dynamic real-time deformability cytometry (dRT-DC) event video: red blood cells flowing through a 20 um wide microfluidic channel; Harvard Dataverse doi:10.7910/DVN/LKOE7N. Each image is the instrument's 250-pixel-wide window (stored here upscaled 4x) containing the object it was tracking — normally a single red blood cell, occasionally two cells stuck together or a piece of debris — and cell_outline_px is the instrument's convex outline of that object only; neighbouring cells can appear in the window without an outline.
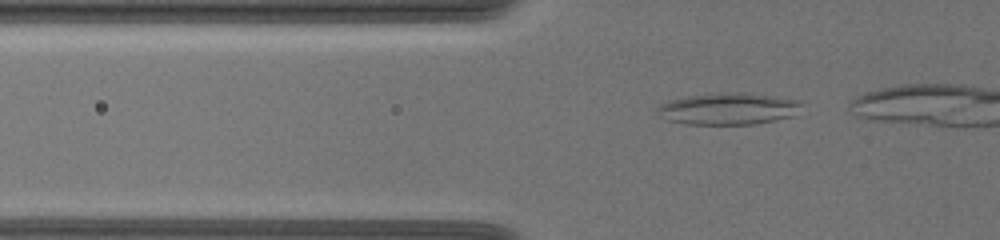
{"species": "common noctule bat (a hibernating species)", "species_latin": "Nyctalus noctula", "temperature_condition": "warm", "stored_images_in_passage": 14, "camera_frame_rate_fps": 3000, "um_per_image_px": 0.085, "animal": {"sex": "female", "body_mass_g": 19.5, "forearm_length_mm": 54.1}, "frame": {"image": 1, "passage_image": 3, "time_ms": 0.667, "image_size_px": [1000, 240], "cell_outline_px": [[800, 104], [792, 116], [776, 120], [752, 124], [684, 124], [668, 120], [656, 112], [656, 108], [660, 104], [668, 100], [692, 96], [736, 92], [776, 96], [800, 100]], "centroid_in_image_um": [61.87, 9.25], "position_along_channel_um": 63.9, "area_um2": 26.24}}
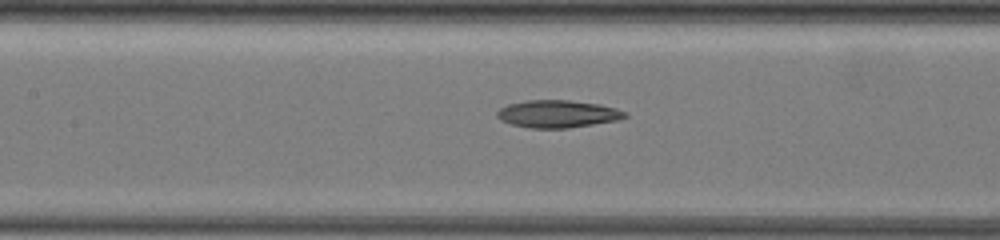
{"frame": {"image": 2, "passage_image": 12, "time_ms": 3.667, "image_size_px": [1000, 240], "cell_outline_px": [[628, 116], [620, 120], [568, 128], [528, 128], [512, 124], [500, 120], [496, 116], [496, 112], [500, 108], [508, 104], [528, 100], [568, 100], [600, 104], [616, 108], [628, 112]], "centroid_in_image_um": [47.42, 9.68], "position_along_channel_um": 160.0, "area_um2": 20.63}}